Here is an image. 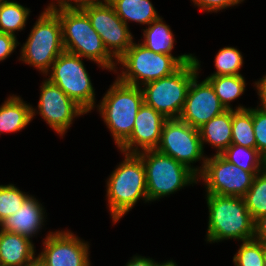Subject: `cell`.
Listing matches in <instances>:
<instances>
[{"mask_svg":"<svg viewBox=\"0 0 266 266\" xmlns=\"http://www.w3.org/2000/svg\"><path fill=\"white\" fill-rule=\"evenodd\" d=\"M126 266H156V262L152 258L134 255L132 259L126 263Z\"/></svg>","mask_w":266,"mask_h":266,"instance_id":"obj_37","label":"cell"},{"mask_svg":"<svg viewBox=\"0 0 266 266\" xmlns=\"http://www.w3.org/2000/svg\"><path fill=\"white\" fill-rule=\"evenodd\" d=\"M255 87L257 88V94L260 99V108L266 111V74L260 80L255 82Z\"/></svg>","mask_w":266,"mask_h":266,"instance_id":"obj_36","label":"cell"},{"mask_svg":"<svg viewBox=\"0 0 266 266\" xmlns=\"http://www.w3.org/2000/svg\"><path fill=\"white\" fill-rule=\"evenodd\" d=\"M220 155L244 171L261 172L266 168V158L257 149L231 144Z\"/></svg>","mask_w":266,"mask_h":266,"instance_id":"obj_25","label":"cell"},{"mask_svg":"<svg viewBox=\"0 0 266 266\" xmlns=\"http://www.w3.org/2000/svg\"><path fill=\"white\" fill-rule=\"evenodd\" d=\"M254 239L266 243V214L254 221Z\"/></svg>","mask_w":266,"mask_h":266,"instance_id":"obj_35","label":"cell"},{"mask_svg":"<svg viewBox=\"0 0 266 266\" xmlns=\"http://www.w3.org/2000/svg\"><path fill=\"white\" fill-rule=\"evenodd\" d=\"M47 79L57 85L67 96L87 113L95 106V89L81 57L63 51L51 66Z\"/></svg>","mask_w":266,"mask_h":266,"instance_id":"obj_9","label":"cell"},{"mask_svg":"<svg viewBox=\"0 0 266 266\" xmlns=\"http://www.w3.org/2000/svg\"><path fill=\"white\" fill-rule=\"evenodd\" d=\"M32 240L0 229V265L24 266L37 257Z\"/></svg>","mask_w":266,"mask_h":266,"instance_id":"obj_18","label":"cell"},{"mask_svg":"<svg viewBox=\"0 0 266 266\" xmlns=\"http://www.w3.org/2000/svg\"><path fill=\"white\" fill-rule=\"evenodd\" d=\"M166 120L167 118L161 113L143 102L130 137L119 147L121 153L138 154L156 149Z\"/></svg>","mask_w":266,"mask_h":266,"instance_id":"obj_16","label":"cell"},{"mask_svg":"<svg viewBox=\"0 0 266 266\" xmlns=\"http://www.w3.org/2000/svg\"><path fill=\"white\" fill-rule=\"evenodd\" d=\"M53 11L61 21L65 51L92 60L99 67L117 73V61L107 52L101 37L91 26L88 16L81 9H57Z\"/></svg>","mask_w":266,"mask_h":266,"instance_id":"obj_3","label":"cell"},{"mask_svg":"<svg viewBox=\"0 0 266 266\" xmlns=\"http://www.w3.org/2000/svg\"><path fill=\"white\" fill-rule=\"evenodd\" d=\"M156 150L185 165L197 176L204 169L207 156L203 155L199 129L190 126L179 118L166 120ZM200 160L203 161L202 167L196 168L191 165V163Z\"/></svg>","mask_w":266,"mask_h":266,"instance_id":"obj_10","label":"cell"},{"mask_svg":"<svg viewBox=\"0 0 266 266\" xmlns=\"http://www.w3.org/2000/svg\"><path fill=\"white\" fill-rule=\"evenodd\" d=\"M246 148L256 149V139L253 129V108L239 105L232 109V141Z\"/></svg>","mask_w":266,"mask_h":266,"instance_id":"obj_23","label":"cell"},{"mask_svg":"<svg viewBox=\"0 0 266 266\" xmlns=\"http://www.w3.org/2000/svg\"><path fill=\"white\" fill-rule=\"evenodd\" d=\"M30 9L9 0H3L0 4V32L15 35L26 26Z\"/></svg>","mask_w":266,"mask_h":266,"instance_id":"obj_26","label":"cell"},{"mask_svg":"<svg viewBox=\"0 0 266 266\" xmlns=\"http://www.w3.org/2000/svg\"><path fill=\"white\" fill-rule=\"evenodd\" d=\"M198 75L191 81L179 116V119L196 129L226 111L211 84L206 79L198 83Z\"/></svg>","mask_w":266,"mask_h":266,"instance_id":"obj_15","label":"cell"},{"mask_svg":"<svg viewBox=\"0 0 266 266\" xmlns=\"http://www.w3.org/2000/svg\"><path fill=\"white\" fill-rule=\"evenodd\" d=\"M137 155L142 159L146 171L148 202L167 197L200 181L192 170L156 149Z\"/></svg>","mask_w":266,"mask_h":266,"instance_id":"obj_8","label":"cell"},{"mask_svg":"<svg viewBox=\"0 0 266 266\" xmlns=\"http://www.w3.org/2000/svg\"><path fill=\"white\" fill-rule=\"evenodd\" d=\"M199 60L182 65L173 74L149 82L141 87L143 101L167 119L179 118L192 79L199 74Z\"/></svg>","mask_w":266,"mask_h":266,"instance_id":"obj_6","label":"cell"},{"mask_svg":"<svg viewBox=\"0 0 266 266\" xmlns=\"http://www.w3.org/2000/svg\"><path fill=\"white\" fill-rule=\"evenodd\" d=\"M101 37L107 52L117 61L132 45L133 35L108 0L81 9Z\"/></svg>","mask_w":266,"mask_h":266,"instance_id":"obj_12","label":"cell"},{"mask_svg":"<svg viewBox=\"0 0 266 266\" xmlns=\"http://www.w3.org/2000/svg\"><path fill=\"white\" fill-rule=\"evenodd\" d=\"M29 196L13 184L0 185V223L14 214Z\"/></svg>","mask_w":266,"mask_h":266,"instance_id":"obj_30","label":"cell"},{"mask_svg":"<svg viewBox=\"0 0 266 266\" xmlns=\"http://www.w3.org/2000/svg\"><path fill=\"white\" fill-rule=\"evenodd\" d=\"M143 102L141 87L123 83L116 78L100 105H97L118 148L130 137Z\"/></svg>","mask_w":266,"mask_h":266,"instance_id":"obj_5","label":"cell"},{"mask_svg":"<svg viewBox=\"0 0 266 266\" xmlns=\"http://www.w3.org/2000/svg\"><path fill=\"white\" fill-rule=\"evenodd\" d=\"M143 42L142 45L150 49L155 53L172 55L171 51L174 47V35L162 18L159 17L153 20L143 31Z\"/></svg>","mask_w":266,"mask_h":266,"instance_id":"obj_22","label":"cell"},{"mask_svg":"<svg viewBox=\"0 0 266 266\" xmlns=\"http://www.w3.org/2000/svg\"><path fill=\"white\" fill-rule=\"evenodd\" d=\"M44 209L34 196L29 195L14 214L0 223V229L32 239L44 225Z\"/></svg>","mask_w":266,"mask_h":266,"instance_id":"obj_17","label":"cell"},{"mask_svg":"<svg viewBox=\"0 0 266 266\" xmlns=\"http://www.w3.org/2000/svg\"><path fill=\"white\" fill-rule=\"evenodd\" d=\"M263 257H264V265L266 266V243H263Z\"/></svg>","mask_w":266,"mask_h":266,"instance_id":"obj_40","label":"cell"},{"mask_svg":"<svg viewBox=\"0 0 266 266\" xmlns=\"http://www.w3.org/2000/svg\"><path fill=\"white\" fill-rule=\"evenodd\" d=\"M235 266H265L263 243L256 239L242 241V245L233 257Z\"/></svg>","mask_w":266,"mask_h":266,"instance_id":"obj_29","label":"cell"},{"mask_svg":"<svg viewBox=\"0 0 266 266\" xmlns=\"http://www.w3.org/2000/svg\"><path fill=\"white\" fill-rule=\"evenodd\" d=\"M41 85L38 110L32 106V118L36 113L40 114L50 128L63 136L74 118L87 112L48 79Z\"/></svg>","mask_w":266,"mask_h":266,"instance_id":"obj_13","label":"cell"},{"mask_svg":"<svg viewBox=\"0 0 266 266\" xmlns=\"http://www.w3.org/2000/svg\"><path fill=\"white\" fill-rule=\"evenodd\" d=\"M27 41L21 48L20 59L48 76L52 64L65 51L62 25L53 10H45L33 25Z\"/></svg>","mask_w":266,"mask_h":266,"instance_id":"obj_7","label":"cell"},{"mask_svg":"<svg viewBox=\"0 0 266 266\" xmlns=\"http://www.w3.org/2000/svg\"><path fill=\"white\" fill-rule=\"evenodd\" d=\"M57 4L49 3L46 9L57 10V9H83L87 6H92L102 2L103 0H56ZM59 8H58V7Z\"/></svg>","mask_w":266,"mask_h":266,"instance_id":"obj_33","label":"cell"},{"mask_svg":"<svg viewBox=\"0 0 266 266\" xmlns=\"http://www.w3.org/2000/svg\"><path fill=\"white\" fill-rule=\"evenodd\" d=\"M194 6H198L203 11L219 12L231 6L240 4L244 0H191Z\"/></svg>","mask_w":266,"mask_h":266,"instance_id":"obj_32","label":"cell"},{"mask_svg":"<svg viewBox=\"0 0 266 266\" xmlns=\"http://www.w3.org/2000/svg\"><path fill=\"white\" fill-rule=\"evenodd\" d=\"M200 139L204 144L209 143L216 148V154H221L231 145L232 141V109L212 118L199 128Z\"/></svg>","mask_w":266,"mask_h":266,"instance_id":"obj_19","label":"cell"},{"mask_svg":"<svg viewBox=\"0 0 266 266\" xmlns=\"http://www.w3.org/2000/svg\"><path fill=\"white\" fill-rule=\"evenodd\" d=\"M206 80L226 110L233 109L230 102L240 97L246 88L245 78L242 75L208 76Z\"/></svg>","mask_w":266,"mask_h":266,"instance_id":"obj_24","label":"cell"},{"mask_svg":"<svg viewBox=\"0 0 266 266\" xmlns=\"http://www.w3.org/2000/svg\"><path fill=\"white\" fill-rule=\"evenodd\" d=\"M125 159L107 180V202L114 224L142 199L148 202L146 171L137 154L123 153Z\"/></svg>","mask_w":266,"mask_h":266,"instance_id":"obj_1","label":"cell"},{"mask_svg":"<svg viewBox=\"0 0 266 266\" xmlns=\"http://www.w3.org/2000/svg\"><path fill=\"white\" fill-rule=\"evenodd\" d=\"M156 266H178L175 262H173L172 260H167L166 262L163 263H158L156 262Z\"/></svg>","mask_w":266,"mask_h":266,"instance_id":"obj_38","label":"cell"},{"mask_svg":"<svg viewBox=\"0 0 266 266\" xmlns=\"http://www.w3.org/2000/svg\"><path fill=\"white\" fill-rule=\"evenodd\" d=\"M259 172H248L230 163L220 154L207 157L198 179L205 184L207 194L243 197Z\"/></svg>","mask_w":266,"mask_h":266,"instance_id":"obj_11","label":"cell"},{"mask_svg":"<svg viewBox=\"0 0 266 266\" xmlns=\"http://www.w3.org/2000/svg\"><path fill=\"white\" fill-rule=\"evenodd\" d=\"M243 199L254 221L266 214V168L254 177Z\"/></svg>","mask_w":266,"mask_h":266,"instance_id":"obj_27","label":"cell"},{"mask_svg":"<svg viewBox=\"0 0 266 266\" xmlns=\"http://www.w3.org/2000/svg\"><path fill=\"white\" fill-rule=\"evenodd\" d=\"M193 59L192 54H181L175 57L155 53L141 43L133 42L131 47L117 60V64L122 66V71L117 78L123 83L141 87L173 74Z\"/></svg>","mask_w":266,"mask_h":266,"instance_id":"obj_4","label":"cell"},{"mask_svg":"<svg viewBox=\"0 0 266 266\" xmlns=\"http://www.w3.org/2000/svg\"><path fill=\"white\" fill-rule=\"evenodd\" d=\"M20 44L16 36L0 32V61L8 58Z\"/></svg>","mask_w":266,"mask_h":266,"instance_id":"obj_34","label":"cell"},{"mask_svg":"<svg viewBox=\"0 0 266 266\" xmlns=\"http://www.w3.org/2000/svg\"><path fill=\"white\" fill-rule=\"evenodd\" d=\"M214 62L216 72L210 76L241 75L239 72L244 61L241 52L229 46L218 51Z\"/></svg>","mask_w":266,"mask_h":266,"instance_id":"obj_28","label":"cell"},{"mask_svg":"<svg viewBox=\"0 0 266 266\" xmlns=\"http://www.w3.org/2000/svg\"><path fill=\"white\" fill-rule=\"evenodd\" d=\"M120 19L149 25L160 16L150 0H108Z\"/></svg>","mask_w":266,"mask_h":266,"instance_id":"obj_21","label":"cell"},{"mask_svg":"<svg viewBox=\"0 0 266 266\" xmlns=\"http://www.w3.org/2000/svg\"><path fill=\"white\" fill-rule=\"evenodd\" d=\"M209 210L208 242L227 239L246 241L254 238V220L243 197L206 194Z\"/></svg>","mask_w":266,"mask_h":266,"instance_id":"obj_2","label":"cell"},{"mask_svg":"<svg viewBox=\"0 0 266 266\" xmlns=\"http://www.w3.org/2000/svg\"><path fill=\"white\" fill-rule=\"evenodd\" d=\"M24 266H43L42 263L36 258L34 261L31 263L24 265Z\"/></svg>","mask_w":266,"mask_h":266,"instance_id":"obj_39","label":"cell"},{"mask_svg":"<svg viewBox=\"0 0 266 266\" xmlns=\"http://www.w3.org/2000/svg\"><path fill=\"white\" fill-rule=\"evenodd\" d=\"M253 129L256 139V149L266 158V111L253 109Z\"/></svg>","mask_w":266,"mask_h":266,"instance_id":"obj_31","label":"cell"},{"mask_svg":"<svg viewBox=\"0 0 266 266\" xmlns=\"http://www.w3.org/2000/svg\"><path fill=\"white\" fill-rule=\"evenodd\" d=\"M36 257L43 266H91L89 244L71 231L50 232Z\"/></svg>","mask_w":266,"mask_h":266,"instance_id":"obj_14","label":"cell"},{"mask_svg":"<svg viewBox=\"0 0 266 266\" xmlns=\"http://www.w3.org/2000/svg\"><path fill=\"white\" fill-rule=\"evenodd\" d=\"M32 120V106L19 96H9L0 106V134L23 130Z\"/></svg>","mask_w":266,"mask_h":266,"instance_id":"obj_20","label":"cell"}]
</instances>
